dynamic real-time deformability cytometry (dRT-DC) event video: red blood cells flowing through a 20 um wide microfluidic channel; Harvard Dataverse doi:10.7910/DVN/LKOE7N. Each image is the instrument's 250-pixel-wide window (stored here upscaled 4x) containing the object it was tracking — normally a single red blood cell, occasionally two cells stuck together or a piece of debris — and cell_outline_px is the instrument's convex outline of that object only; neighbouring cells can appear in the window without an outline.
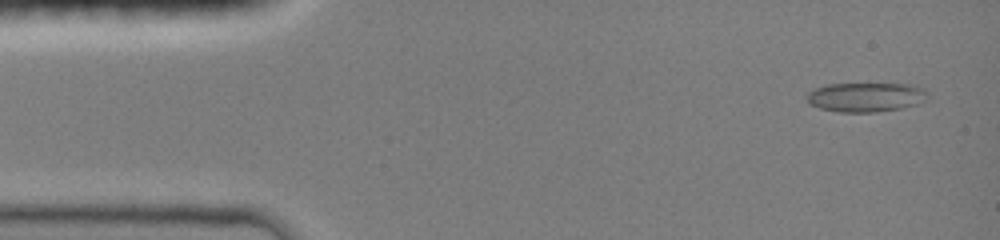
{"species": "common noctule bat (a hibernating species)", "species_latin": "Nyctalus noctula", "temperature_condition": "room temperature", "stored_images_in_passage": 47, "camera_frame_rate_fps": 3000, "um_per_image_px": 0.085, "animal": {"sex": "female", "body_mass_g": 19.0, "forearm_length_mm": 51.5}, "frame": {"image": 1, "passage_image": 3, "time_ms": 0.667, "image_size_px": [1000, 240], "cell_outline_px": [[928, 96], [924, 100], [916, 104], [900, 108], [876, 112], [840, 112], [820, 108], [812, 104], [808, 100], [808, 92], [816, 88], [828, 84], [912, 84], [924, 88], [928, 92]], "centroid_in_image_um": [73.64, 8.25], "position_along_channel_um": 11.4, "area_um2": 20.46}}
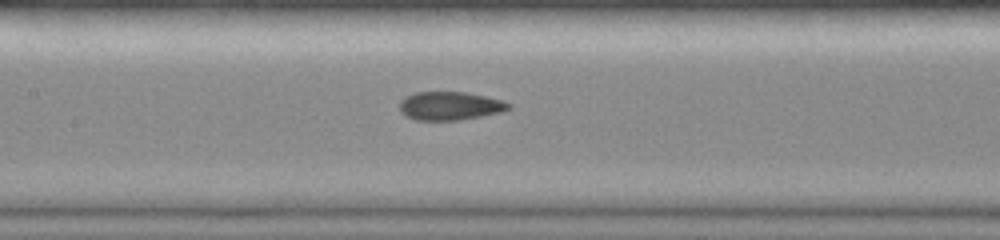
{"frame": {"image": 2, "passage_image": 22, "time_ms": 7.0, "image_size_px": [1000, 240], "cell_outline_px": [[512, 108], [504, 112], [460, 120], [416, 120], [400, 112], [400, 100], [404, 96], [416, 92], [464, 92], [504, 100], [512, 104]], "centroid_in_image_um": [38.29, 9.0], "position_along_channel_um": 169.1, "area_um2": 18.26}}
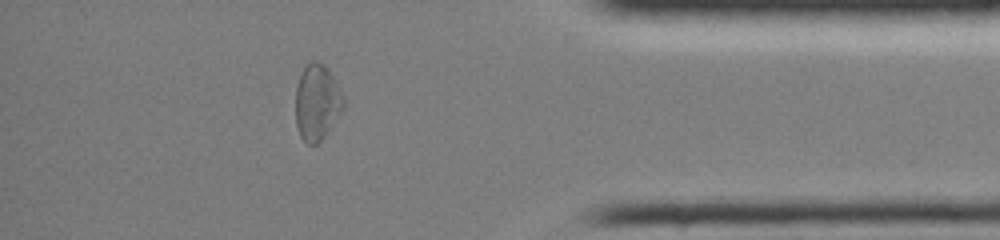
{"frame": {"image": 3, "passage_image": 41, "time_ms": 13.333, "image_size_px": [1000, 240], "cell_outline_px": [[344, 108], [324, 136], [316, 144], [308, 144], [300, 136], [296, 128], [296, 88], [304, 64], [312, 60], [320, 60], [328, 68], [340, 88], [344, 96]], "centroid_in_image_um": [26.95, 8.64], "position_along_channel_um": 408.3, "area_um2": 21.39}, "authors_computed_cell_mechanics": {"area_um2": 19.074, "velocity_mm_per_s": 4.0591, "shape_relaxation_time_tau1_ms": null, "shape_relaxation_time_tau2_ms": 1.289, "deformation_change_tau1": null, "deformation_change_tau2": 0.0562}}